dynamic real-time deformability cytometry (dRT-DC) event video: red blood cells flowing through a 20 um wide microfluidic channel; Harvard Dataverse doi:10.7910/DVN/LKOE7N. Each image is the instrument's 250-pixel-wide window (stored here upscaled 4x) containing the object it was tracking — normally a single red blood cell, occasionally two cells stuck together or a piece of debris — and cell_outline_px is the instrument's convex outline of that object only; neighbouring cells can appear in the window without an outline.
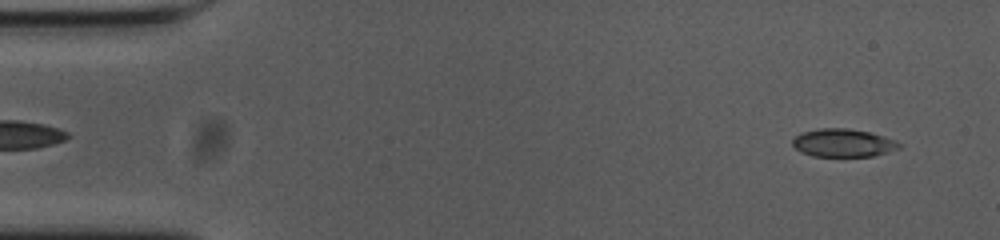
{"species": "common noctule bat (a hibernating species)", "species_latin": "Nyctalus noctula", "temperature_condition": "cold", "stored_images_in_passage": 55, "camera_frame_rate_fps": 3000, "um_per_image_px": 0.085, "animal": {"sex": "female", "body_mass_g": 23.0, "forearm_length_mm": 53.4}, "frame": {"image": 1, "passage_image": 3, "time_ms": 0.667, "image_size_px": [1000, 240], "cell_outline_px": [[904, 144], [900, 148], [872, 156], [812, 156], [796, 148], [792, 144], [792, 140], [800, 132], [820, 128], [848, 128], [868, 132], [884, 136]], "centroid_in_image_um": [71.68, 12.13], "position_along_channel_um": 13.3, "area_um2": 17.34}}
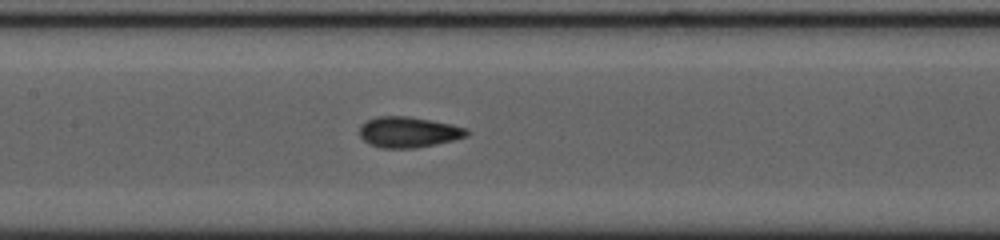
{"frame": {"image": 2, "passage_image": 25, "time_ms": 8.0, "image_size_px": [1000, 240], "cell_outline_px": [[468, 136], [452, 140], [416, 148], [380, 148], [364, 140], [360, 136], [360, 124], [376, 116], [408, 116], [452, 124], [468, 128]], "centroid_in_image_um": [34.72, 11.22], "position_along_channel_um": 172.7, "area_um2": 19.13}}
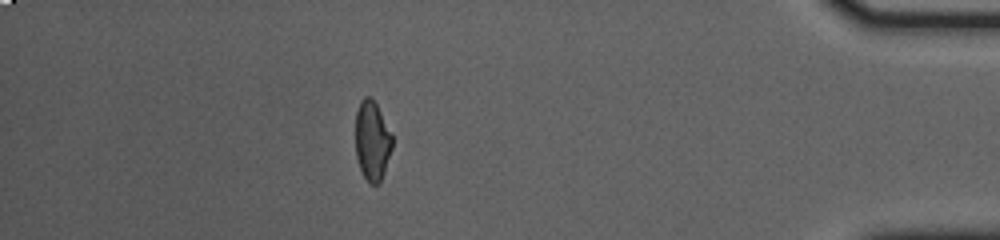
{"frame": {"image": 3, "passage_image": 48, "time_ms": 15.667, "image_size_px": [1000, 240], "cell_outline_px": [[392, 148], [380, 184], [372, 184], [364, 176], [360, 168], [356, 156], [356, 112], [360, 100], [364, 96], [372, 96], [392, 136]], "centroid_in_image_um": [31.62, 11.94], "position_along_channel_um": 403.6, "area_um2": 16.88}, "authors_computed_cell_mechanics": {"area_um2": 18.2648, "velocity_mm_per_s": 3.6524, "shape_relaxation_time_tau1_ms": 4.4621, "shape_relaxation_time_tau2_ms": 1.4522, "deformation_change_tau1": 0.1508, "deformation_change_tau2": 0.0809}}